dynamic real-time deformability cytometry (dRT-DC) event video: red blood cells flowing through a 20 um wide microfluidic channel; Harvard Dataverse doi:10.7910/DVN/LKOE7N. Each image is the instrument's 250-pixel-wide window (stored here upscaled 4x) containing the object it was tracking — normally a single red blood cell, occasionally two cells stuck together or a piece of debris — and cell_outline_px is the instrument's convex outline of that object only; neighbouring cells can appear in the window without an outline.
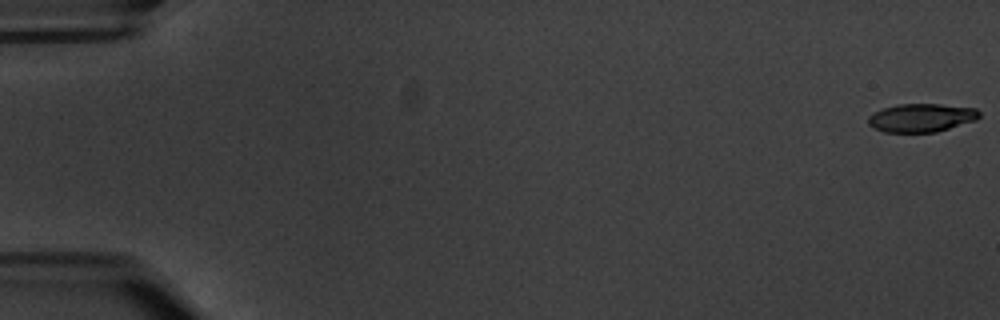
{"species": "common noctule bat (a hibernating species)", "species_latin": "Nyctalus noctula", "temperature_condition": "warm", "stored_images_in_passage": 6, "camera_frame_rate_fps": 3000, "um_per_image_px": 0.085, "animal": {"sex": "male", "body_mass_g": 20.1, "forearm_length_mm": 53.5}, "frame": {"image": 1, "passage_image": 1, "time_ms": 0.0, "image_size_px": [1000, 320], "cell_outline_px": [[980, 116], [976, 120], [936, 132], [884, 132], [872, 128], [868, 124], [868, 116], [884, 108], [900, 104], [940, 104], [976, 108], [980, 112]], "centroid_in_image_um": [78.32, 10.01], "position_along_channel_um": 6.7, "area_um2": 18.32}}
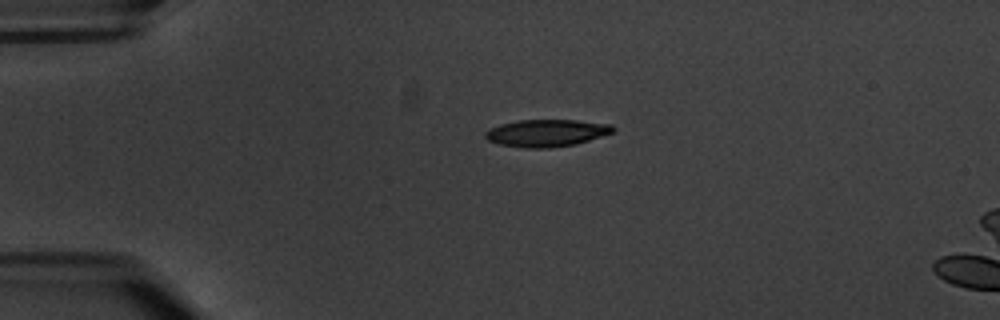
{"frame": {"image": 2, "passage_image": 5, "time_ms": 4.667, "image_size_px": [1000, 320], "cell_outline_px": [[616, 128], [612, 132], [576, 144], [552, 148], [528, 148], [500, 144], [488, 140], [484, 136], [484, 132], [500, 124], [516, 120], [576, 120], [612, 124]], "centroid_in_image_um": [46.45, 11.3], "position_along_channel_um": 38.5, "area_um2": 20.17}}